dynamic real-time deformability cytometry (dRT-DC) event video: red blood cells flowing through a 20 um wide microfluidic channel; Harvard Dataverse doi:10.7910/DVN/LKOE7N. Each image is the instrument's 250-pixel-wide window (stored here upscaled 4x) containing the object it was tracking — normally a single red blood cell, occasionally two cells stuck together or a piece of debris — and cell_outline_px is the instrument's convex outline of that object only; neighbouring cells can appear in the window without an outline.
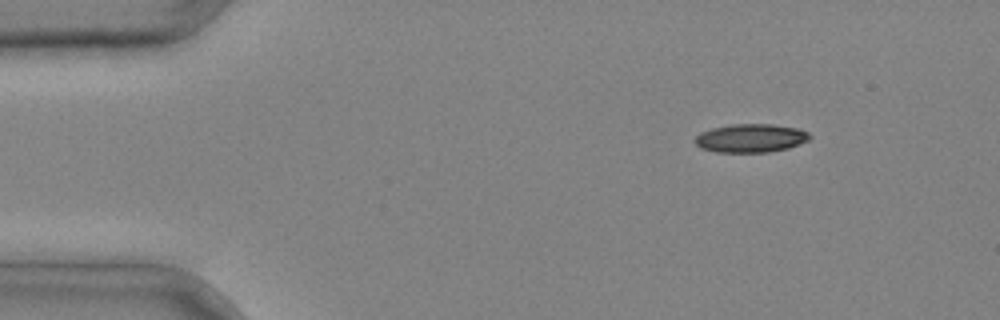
{"species": "common noctule bat (a hibernating species)", "species_latin": "Nyctalus noctula", "temperature_condition": "cold", "stored_images_in_passage": 3, "camera_frame_rate_fps": 3000, "um_per_image_px": 0.085, "animal": {"sex": "male", "body_mass_g": 20.4}, "frame": {"image": 1, "passage_image": 1, "time_ms": 0.0, "image_size_px": [1000, 320], "cell_outline_px": [[812, 136], [808, 140], [788, 148], [768, 152], [716, 152], [700, 148], [692, 140], [700, 132], [712, 128], [732, 124], [772, 124], [800, 128], [808, 132]], "centroid_in_image_um": [63.8, 11.74], "position_along_channel_um": 21.2, "area_um2": 19.19}}
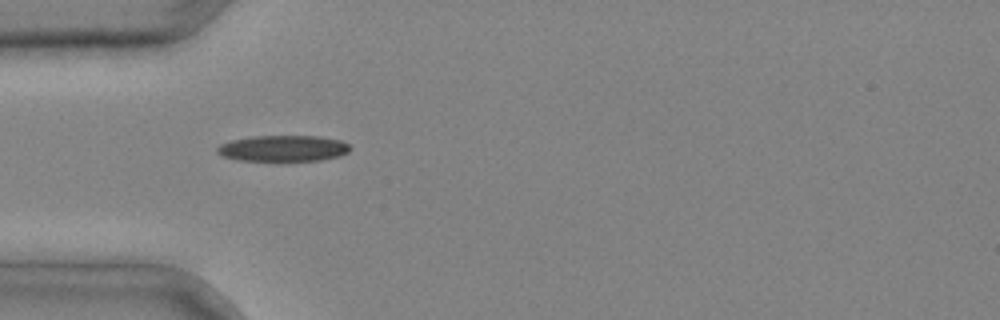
{"frame": {"image": 2, "passage_image": 3, "time_ms": 0.667, "image_size_px": [1000, 320], "cell_outline_px": [[352, 148], [348, 152], [340, 156], [320, 160], [280, 164], [236, 160], [220, 156], [216, 152], [216, 148], [220, 144], [232, 140], [252, 136], [320, 136], [340, 140], [348, 144]], "centroid_in_image_um": [24.03, 12.67], "position_along_channel_um": 61.0, "area_um2": 21.44}}